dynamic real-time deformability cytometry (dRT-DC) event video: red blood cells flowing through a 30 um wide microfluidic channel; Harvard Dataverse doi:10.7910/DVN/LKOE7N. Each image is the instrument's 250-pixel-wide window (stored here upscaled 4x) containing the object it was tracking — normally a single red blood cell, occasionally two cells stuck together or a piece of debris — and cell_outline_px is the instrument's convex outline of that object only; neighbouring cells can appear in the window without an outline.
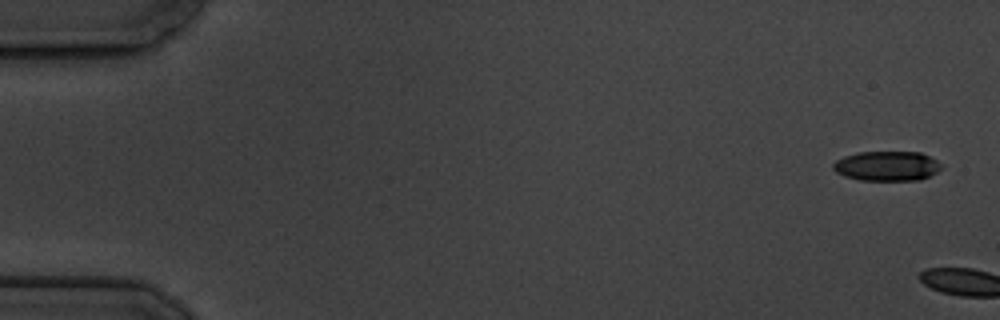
{"species": "common noctule bat (a hibernating species)", "species_latin": "Nyctalus noctula", "temperature_condition": "cold", "stored_images_in_passage": 2, "camera_frame_rate_fps": 3000, "um_per_image_px": 0.085, "animal": {"sex": "male", "body_mass_g": 19.5, "forearm_length_mm": 54.6}, "frame": {"image": 1, "passage_image": 1, "time_ms": 0.0, "image_size_px": [1000, 320], "cell_outline_px": [[944, 168], [920, 180], [860, 180], [844, 176], [836, 172], [832, 168], [832, 164], [836, 160], [844, 156], [860, 152], [920, 152], [936, 160]], "centroid_in_image_um": [75.37, 14.11], "position_along_channel_um": 9.6, "area_um2": 18.73}}